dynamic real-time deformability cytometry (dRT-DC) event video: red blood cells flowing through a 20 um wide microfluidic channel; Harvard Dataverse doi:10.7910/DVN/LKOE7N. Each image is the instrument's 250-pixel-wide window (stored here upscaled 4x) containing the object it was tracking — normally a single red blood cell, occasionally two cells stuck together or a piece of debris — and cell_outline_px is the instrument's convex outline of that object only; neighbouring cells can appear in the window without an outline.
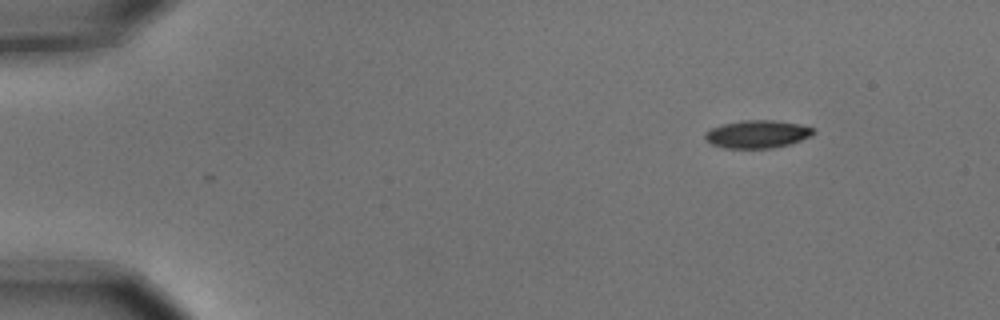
{"species": "common noctule bat (a hibernating species)", "species_latin": "Nyctalus noctula", "temperature_condition": "cold", "stored_images_in_passage": 3, "camera_frame_rate_fps": 3000, "um_per_image_px": 0.085, "animal": {"sex": "male", "body_mass_g": 15.6}, "frame": {"image": 1, "passage_image": 1, "time_ms": 0.0, "image_size_px": [1000, 320], "cell_outline_px": [[816, 132], [812, 136], [788, 144], [772, 148], [724, 148], [712, 144], [704, 140], [704, 132], [712, 128], [724, 124], [740, 120], [776, 120], [816, 128]], "centroid_in_image_um": [64.36, 11.4], "position_along_channel_um": 20.6, "area_um2": 17.63}}